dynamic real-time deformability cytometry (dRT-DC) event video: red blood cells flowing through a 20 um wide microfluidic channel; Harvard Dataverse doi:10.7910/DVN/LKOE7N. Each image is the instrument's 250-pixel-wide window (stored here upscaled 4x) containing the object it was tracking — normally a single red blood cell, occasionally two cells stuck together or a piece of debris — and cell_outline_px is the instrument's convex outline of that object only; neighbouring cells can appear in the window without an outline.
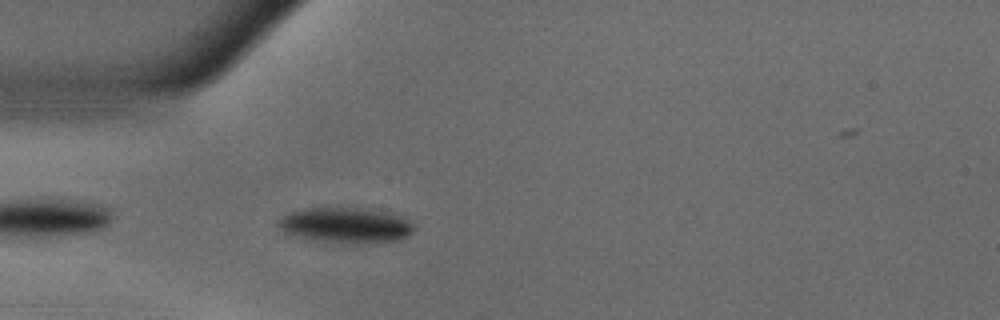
{"species": "common noctule bat (a hibernating species)", "species_latin": "Nyctalus noctula", "temperature_condition": "warm", "stored_images_in_passage": 37, "camera_frame_rate_fps": 3000, "um_per_image_px": 0.085, "animal": {"sex": "male", "body_mass_g": 18.8}, "frame": {"image": 1, "passage_image": 2, "time_ms": 0.333, "image_size_px": [1000, 320], "cell_outline_px": [[416, 228], [408, 236], [400, 240], [320, 240], [300, 236], [284, 232], [280, 228], [280, 220], [288, 212], [304, 208], [376, 208], [404, 216], [412, 220]], "centroid_in_image_um": [29.5, 19.06], "position_along_channel_um": 55.5, "area_um2": 27.05}}
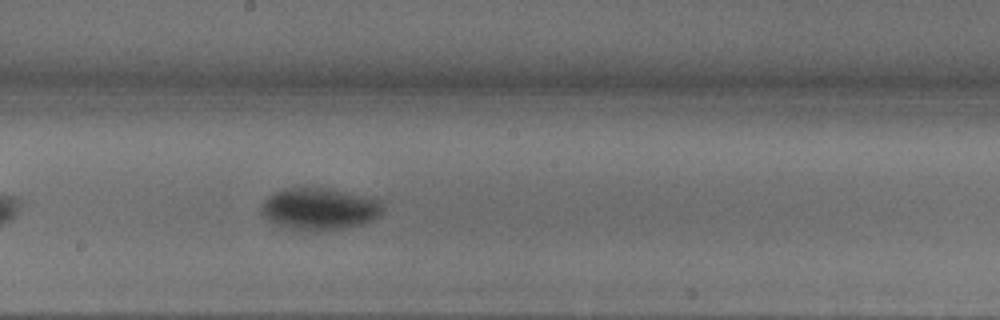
{"frame": {"image": 2, "passage_image": 16, "time_ms": 5.0, "image_size_px": [1000, 320], "cell_outline_px": [[384, 204], [380, 212], [372, 220], [364, 224], [348, 228], [320, 232], [292, 232], [272, 224], [260, 212], [260, 208], [264, 200], [268, 196], [276, 192], [288, 188], [328, 188], [368, 196], [380, 200]], "centroid_in_image_um": [27.11, 17.81], "position_along_channel_um": 221.1, "area_um2": 30.63}}
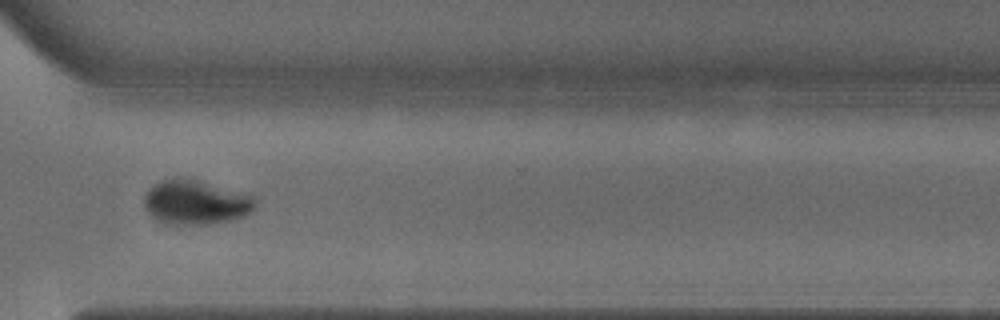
{"frame": {"image": 3, "passage_image": 27, "time_ms": 8.667, "image_size_px": [1000, 320], "cell_outline_px": [[256, 204], [244, 216], [232, 220], [208, 224], [164, 224], [156, 220], [144, 208], [144, 196], [160, 180], [172, 176], [188, 176], [252, 196], [256, 200]], "centroid_in_image_um": [16.58, 17.17], "position_along_channel_um": 354.0, "area_um2": 28.96}}